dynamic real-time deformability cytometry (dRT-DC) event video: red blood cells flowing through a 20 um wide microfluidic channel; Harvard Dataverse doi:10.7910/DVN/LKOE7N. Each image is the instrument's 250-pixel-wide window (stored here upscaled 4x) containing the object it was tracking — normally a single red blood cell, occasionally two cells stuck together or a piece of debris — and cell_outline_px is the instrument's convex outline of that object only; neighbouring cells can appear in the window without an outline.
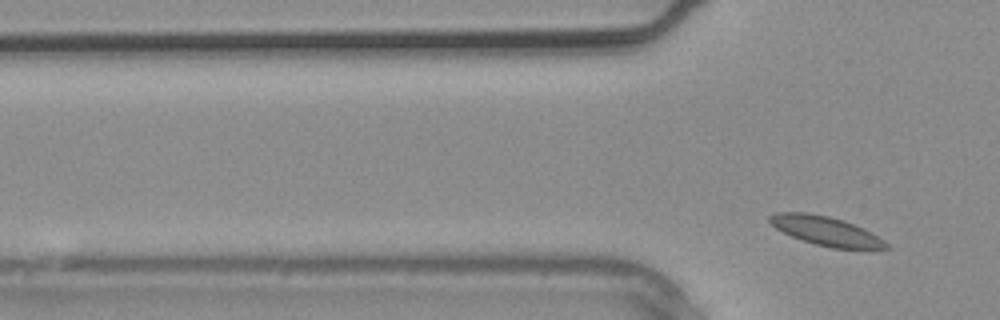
{"species": "common noctule bat (a hibernating species)", "species_latin": "Nyctalus noctula", "temperature_condition": "warm", "stored_images_in_passage": 4, "segment_of_instrument_passage": [2, 2], "camera_frame_rate_fps": 3000, "um_per_image_px": 0.085, "animal": {"sex": "male", "body_mass_g": 20.4}, "frame": {"image": 1, "passage_image": 4, "time_ms": 1.0, "image_size_px": [1000, 320], "cell_outline_px": [[888, 248], [832, 248], [800, 240], [776, 228], [768, 220], [768, 216], [776, 212], [808, 212], [828, 216], [844, 220], [864, 228], [872, 232], [884, 240], [888, 244]], "centroid_in_image_um": [70.18, 19.61], "position_along_channel_um": 55.6, "area_um2": 19.65}}